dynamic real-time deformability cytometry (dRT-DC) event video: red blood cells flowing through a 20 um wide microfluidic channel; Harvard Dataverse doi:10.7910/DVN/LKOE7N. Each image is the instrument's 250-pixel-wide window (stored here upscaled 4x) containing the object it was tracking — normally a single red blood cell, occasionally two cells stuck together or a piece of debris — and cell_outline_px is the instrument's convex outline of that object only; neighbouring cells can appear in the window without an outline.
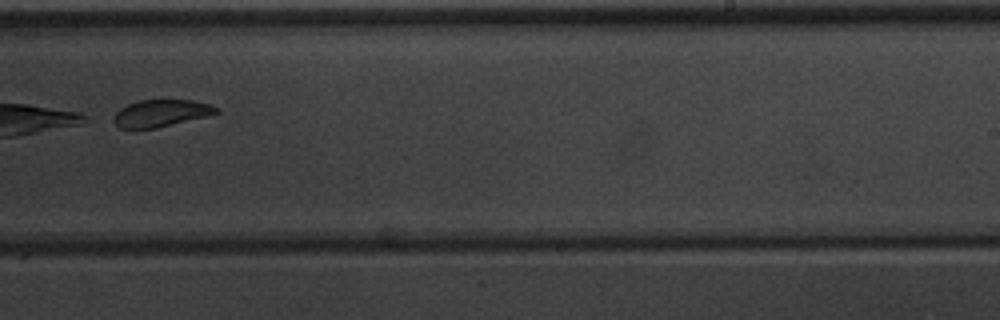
{"species": "common noctule bat (a hibernating species)", "species_latin": "Nyctalus noctula", "temperature_condition": "warm", "stored_images_in_passage": 8, "camera_frame_rate_fps": 3000, "um_per_image_px": 0.085, "animal": {"sex": "male", "body_mass_g": 20.1, "forearm_length_mm": 53.5}, "frame": {"image": 1, "passage_image": 7, "time_ms": 8.0, "image_size_px": [1000, 320], "cell_outline_px": [[220, 112], [156, 128], [120, 128], [112, 120], [112, 116], [120, 108], [128, 104], [140, 100], [192, 100], [208, 104], [220, 108]], "centroid_in_image_um": [13.65, 9.61], "position_along_channel_um": 275.4, "area_um2": 15.95}}